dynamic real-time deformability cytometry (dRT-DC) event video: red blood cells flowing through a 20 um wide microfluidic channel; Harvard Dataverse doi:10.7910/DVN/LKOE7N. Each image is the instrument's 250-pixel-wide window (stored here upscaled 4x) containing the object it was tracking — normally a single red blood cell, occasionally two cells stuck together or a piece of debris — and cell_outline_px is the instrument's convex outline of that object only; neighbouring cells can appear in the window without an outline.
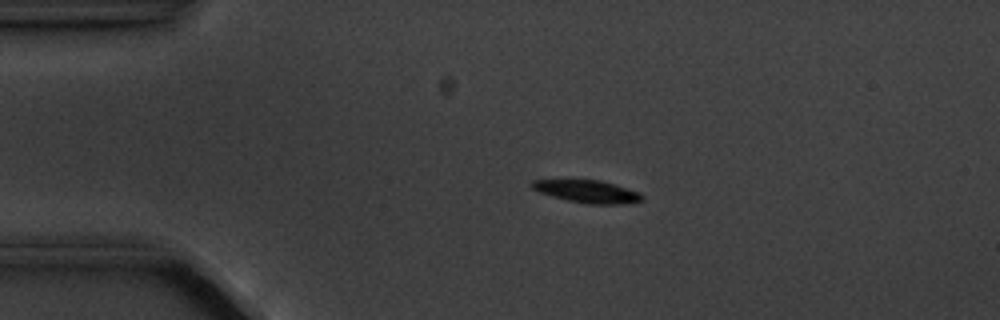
{"species": "common noctule bat (a hibernating species)", "species_latin": "Nyctalus noctula", "temperature_condition": "cold", "stored_images_in_passage": 3, "camera_frame_rate_fps": 3000, "um_per_image_px": 0.085, "animal": {"sex": "male", "body_mass_g": 20.1, "forearm_length_mm": 53.5}, "frame": {"image": 1, "passage_image": 2, "time_ms": 1.333, "image_size_px": [1000, 320], "cell_outline_px": [[644, 200], [620, 204], [588, 204], [568, 200], [552, 196], [540, 192], [532, 188], [528, 184], [532, 180], [600, 180], [640, 192], [644, 196]], "centroid_in_image_um": [49.92, 16.27], "position_along_channel_um": 35.1, "area_um2": 14.39}}